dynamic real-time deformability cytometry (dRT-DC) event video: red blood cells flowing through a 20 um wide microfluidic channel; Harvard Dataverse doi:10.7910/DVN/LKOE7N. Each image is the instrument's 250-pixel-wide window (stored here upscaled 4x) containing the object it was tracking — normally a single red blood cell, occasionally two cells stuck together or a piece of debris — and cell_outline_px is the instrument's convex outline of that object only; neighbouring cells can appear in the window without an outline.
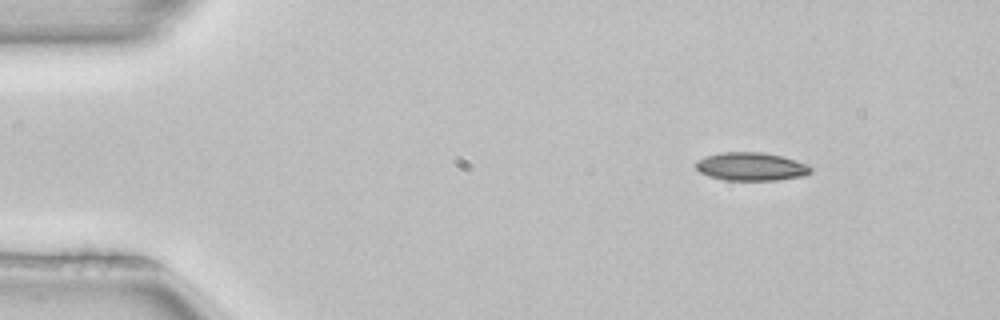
{"species": "common noctule bat (a hibernating species)", "species_latin": "Nyctalus noctula", "temperature_condition": "room temperature", "stored_images_in_passage": 3, "camera_frame_rate_fps": 3000, "um_per_image_px": 0.085, "animal": {"sex": "female", "body_mass_g": 22.7, "forearm_length_mm": 54.2}, "frame": {"image": 1, "passage_image": 1, "time_ms": 0.0, "image_size_px": [1000, 320], "cell_outline_px": [[812, 172], [804, 176], [776, 180], [724, 180], [708, 176], [700, 172], [696, 168], [696, 160], [720, 152], [764, 152], [780, 156], [808, 164], [812, 168]], "centroid_in_image_um": [63.85, 14.16], "position_along_channel_um": 21.2, "area_um2": 18.9}}
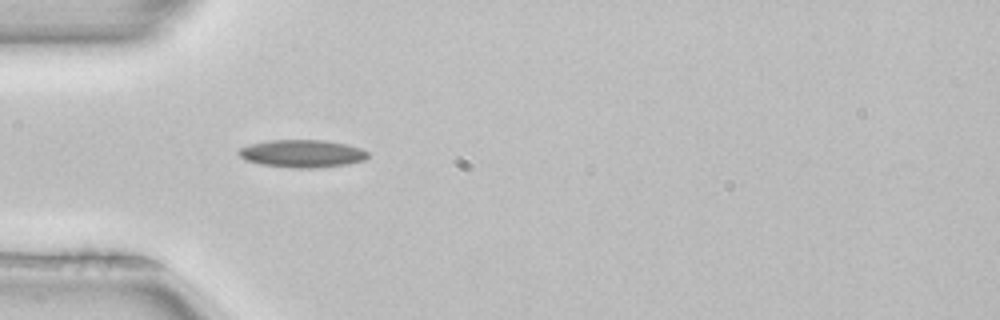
{"frame": {"image": 2, "passage_image": 3, "time_ms": 0.667, "image_size_px": [1000, 320], "cell_outline_px": [[368, 156], [364, 160], [348, 164], [312, 168], [292, 168], [260, 164], [244, 160], [236, 152], [240, 148], [248, 144], [268, 140], [324, 140], [344, 144], [360, 148], [368, 152]], "centroid_in_image_um": [25.63, 13.05], "position_along_channel_um": 59.4, "area_um2": 20.87}}